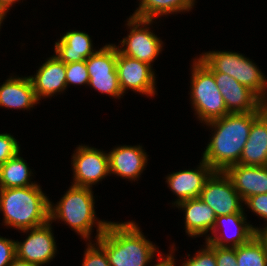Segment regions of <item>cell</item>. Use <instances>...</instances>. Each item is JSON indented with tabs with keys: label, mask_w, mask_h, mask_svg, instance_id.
I'll list each match as a JSON object with an SVG mask.
<instances>
[{
	"label": "cell",
	"mask_w": 267,
	"mask_h": 266,
	"mask_svg": "<svg viewBox=\"0 0 267 266\" xmlns=\"http://www.w3.org/2000/svg\"><path fill=\"white\" fill-rule=\"evenodd\" d=\"M262 113H229L206 123L215 131L202 159L214 171H225L229 166L238 164L252 123Z\"/></svg>",
	"instance_id": "cell-1"
},
{
	"label": "cell",
	"mask_w": 267,
	"mask_h": 266,
	"mask_svg": "<svg viewBox=\"0 0 267 266\" xmlns=\"http://www.w3.org/2000/svg\"><path fill=\"white\" fill-rule=\"evenodd\" d=\"M96 242L105 250L111 266H147L157 252L134 221H110Z\"/></svg>",
	"instance_id": "cell-2"
},
{
	"label": "cell",
	"mask_w": 267,
	"mask_h": 266,
	"mask_svg": "<svg viewBox=\"0 0 267 266\" xmlns=\"http://www.w3.org/2000/svg\"><path fill=\"white\" fill-rule=\"evenodd\" d=\"M50 200L40 185L0 189V211L4 225L27 230L47 223Z\"/></svg>",
	"instance_id": "cell-3"
},
{
	"label": "cell",
	"mask_w": 267,
	"mask_h": 266,
	"mask_svg": "<svg viewBox=\"0 0 267 266\" xmlns=\"http://www.w3.org/2000/svg\"><path fill=\"white\" fill-rule=\"evenodd\" d=\"M94 201L92 188L71 185L57 205H52L50 201L49 219L51 222L55 219L64 221L86 241H90L93 225L96 224L97 239L110 221L96 219Z\"/></svg>",
	"instance_id": "cell-4"
},
{
	"label": "cell",
	"mask_w": 267,
	"mask_h": 266,
	"mask_svg": "<svg viewBox=\"0 0 267 266\" xmlns=\"http://www.w3.org/2000/svg\"><path fill=\"white\" fill-rule=\"evenodd\" d=\"M190 99L197 118L204 124L229 114L214 75L198 60H193Z\"/></svg>",
	"instance_id": "cell-5"
},
{
	"label": "cell",
	"mask_w": 267,
	"mask_h": 266,
	"mask_svg": "<svg viewBox=\"0 0 267 266\" xmlns=\"http://www.w3.org/2000/svg\"><path fill=\"white\" fill-rule=\"evenodd\" d=\"M153 20L130 16L127 26L130 33L116 46L118 51L130 58L140 60L151 65L162 50L163 42L149 30ZM124 47V48H123Z\"/></svg>",
	"instance_id": "cell-6"
},
{
	"label": "cell",
	"mask_w": 267,
	"mask_h": 266,
	"mask_svg": "<svg viewBox=\"0 0 267 266\" xmlns=\"http://www.w3.org/2000/svg\"><path fill=\"white\" fill-rule=\"evenodd\" d=\"M117 47L114 44L104 45L86 60L89 74L88 86L101 94H108L120 99L121 91L116 69Z\"/></svg>",
	"instance_id": "cell-7"
},
{
	"label": "cell",
	"mask_w": 267,
	"mask_h": 266,
	"mask_svg": "<svg viewBox=\"0 0 267 266\" xmlns=\"http://www.w3.org/2000/svg\"><path fill=\"white\" fill-rule=\"evenodd\" d=\"M199 198L206 203L216 216L244 212V202L229 176L224 171H214L207 179Z\"/></svg>",
	"instance_id": "cell-8"
},
{
	"label": "cell",
	"mask_w": 267,
	"mask_h": 266,
	"mask_svg": "<svg viewBox=\"0 0 267 266\" xmlns=\"http://www.w3.org/2000/svg\"><path fill=\"white\" fill-rule=\"evenodd\" d=\"M71 162L74 170L72 185L91 188L110 175L108 153L94 147L79 145Z\"/></svg>",
	"instance_id": "cell-9"
},
{
	"label": "cell",
	"mask_w": 267,
	"mask_h": 266,
	"mask_svg": "<svg viewBox=\"0 0 267 266\" xmlns=\"http://www.w3.org/2000/svg\"><path fill=\"white\" fill-rule=\"evenodd\" d=\"M51 224L49 220L41 226L22 230L30 234L23 242L16 241V256L36 266L49 263L57 252Z\"/></svg>",
	"instance_id": "cell-10"
},
{
	"label": "cell",
	"mask_w": 267,
	"mask_h": 266,
	"mask_svg": "<svg viewBox=\"0 0 267 266\" xmlns=\"http://www.w3.org/2000/svg\"><path fill=\"white\" fill-rule=\"evenodd\" d=\"M116 69L123 95L127 89L145 94L147 97H152L156 93V77L152 65L127 57L117 49Z\"/></svg>",
	"instance_id": "cell-11"
},
{
	"label": "cell",
	"mask_w": 267,
	"mask_h": 266,
	"mask_svg": "<svg viewBox=\"0 0 267 266\" xmlns=\"http://www.w3.org/2000/svg\"><path fill=\"white\" fill-rule=\"evenodd\" d=\"M222 94L228 113L264 112V102L236 79L221 72H211Z\"/></svg>",
	"instance_id": "cell-12"
},
{
	"label": "cell",
	"mask_w": 267,
	"mask_h": 266,
	"mask_svg": "<svg viewBox=\"0 0 267 266\" xmlns=\"http://www.w3.org/2000/svg\"><path fill=\"white\" fill-rule=\"evenodd\" d=\"M214 170L201 159L197 169L177 171L166 177V182L171 191L178 197L173 202L176 205L182 201L198 198L201 190Z\"/></svg>",
	"instance_id": "cell-13"
},
{
	"label": "cell",
	"mask_w": 267,
	"mask_h": 266,
	"mask_svg": "<svg viewBox=\"0 0 267 266\" xmlns=\"http://www.w3.org/2000/svg\"><path fill=\"white\" fill-rule=\"evenodd\" d=\"M144 151L140 145H123L113 148L108 153L110 175L114 174L123 179H130V181L139 179L148 161V156Z\"/></svg>",
	"instance_id": "cell-14"
},
{
	"label": "cell",
	"mask_w": 267,
	"mask_h": 266,
	"mask_svg": "<svg viewBox=\"0 0 267 266\" xmlns=\"http://www.w3.org/2000/svg\"><path fill=\"white\" fill-rule=\"evenodd\" d=\"M35 95L38 101L43 97H52L58 92L67 89L66 87V64L56 55L48 58L39 67L34 76H29Z\"/></svg>",
	"instance_id": "cell-15"
},
{
	"label": "cell",
	"mask_w": 267,
	"mask_h": 266,
	"mask_svg": "<svg viewBox=\"0 0 267 266\" xmlns=\"http://www.w3.org/2000/svg\"><path fill=\"white\" fill-rule=\"evenodd\" d=\"M243 201L250 196L267 194V166L234 164L224 171Z\"/></svg>",
	"instance_id": "cell-16"
},
{
	"label": "cell",
	"mask_w": 267,
	"mask_h": 266,
	"mask_svg": "<svg viewBox=\"0 0 267 266\" xmlns=\"http://www.w3.org/2000/svg\"><path fill=\"white\" fill-rule=\"evenodd\" d=\"M246 220L247 219L244 212L234 213L226 216H217L212 229V234L214 236L207 235L205 239L206 242L210 245L229 248H236L239 245L247 243L254 236L255 227H253L251 224H248ZM222 224L223 228L228 224L235 227L236 229L234 228V234L232 236H228L225 234L228 231L226 232L224 230V234L222 232L219 234L218 227H221L220 229H222Z\"/></svg>",
	"instance_id": "cell-17"
},
{
	"label": "cell",
	"mask_w": 267,
	"mask_h": 266,
	"mask_svg": "<svg viewBox=\"0 0 267 266\" xmlns=\"http://www.w3.org/2000/svg\"><path fill=\"white\" fill-rule=\"evenodd\" d=\"M37 103L30 77H10L0 86V107L27 110Z\"/></svg>",
	"instance_id": "cell-18"
},
{
	"label": "cell",
	"mask_w": 267,
	"mask_h": 266,
	"mask_svg": "<svg viewBox=\"0 0 267 266\" xmlns=\"http://www.w3.org/2000/svg\"><path fill=\"white\" fill-rule=\"evenodd\" d=\"M240 165L267 166V112L253 123L239 159Z\"/></svg>",
	"instance_id": "cell-19"
},
{
	"label": "cell",
	"mask_w": 267,
	"mask_h": 266,
	"mask_svg": "<svg viewBox=\"0 0 267 266\" xmlns=\"http://www.w3.org/2000/svg\"><path fill=\"white\" fill-rule=\"evenodd\" d=\"M175 206L185 210V231L188 236L198 237L212 231L217 216L199 197L182 201Z\"/></svg>",
	"instance_id": "cell-20"
},
{
	"label": "cell",
	"mask_w": 267,
	"mask_h": 266,
	"mask_svg": "<svg viewBox=\"0 0 267 266\" xmlns=\"http://www.w3.org/2000/svg\"><path fill=\"white\" fill-rule=\"evenodd\" d=\"M55 54L65 64L87 60L97 51L90 36L82 31H68L55 42Z\"/></svg>",
	"instance_id": "cell-21"
},
{
	"label": "cell",
	"mask_w": 267,
	"mask_h": 266,
	"mask_svg": "<svg viewBox=\"0 0 267 266\" xmlns=\"http://www.w3.org/2000/svg\"><path fill=\"white\" fill-rule=\"evenodd\" d=\"M31 169L20 157V151L0 165V189L34 186L30 181Z\"/></svg>",
	"instance_id": "cell-22"
},
{
	"label": "cell",
	"mask_w": 267,
	"mask_h": 266,
	"mask_svg": "<svg viewBox=\"0 0 267 266\" xmlns=\"http://www.w3.org/2000/svg\"><path fill=\"white\" fill-rule=\"evenodd\" d=\"M194 5L195 0H140L139 7L132 16L155 20L162 15L191 11Z\"/></svg>",
	"instance_id": "cell-23"
},
{
	"label": "cell",
	"mask_w": 267,
	"mask_h": 266,
	"mask_svg": "<svg viewBox=\"0 0 267 266\" xmlns=\"http://www.w3.org/2000/svg\"><path fill=\"white\" fill-rule=\"evenodd\" d=\"M238 82L252 90L264 103L267 101V79L253 61L240 53Z\"/></svg>",
	"instance_id": "cell-24"
},
{
	"label": "cell",
	"mask_w": 267,
	"mask_h": 266,
	"mask_svg": "<svg viewBox=\"0 0 267 266\" xmlns=\"http://www.w3.org/2000/svg\"><path fill=\"white\" fill-rule=\"evenodd\" d=\"M210 72L228 74L238 81L239 53L230 51H210L197 58Z\"/></svg>",
	"instance_id": "cell-25"
},
{
	"label": "cell",
	"mask_w": 267,
	"mask_h": 266,
	"mask_svg": "<svg viewBox=\"0 0 267 266\" xmlns=\"http://www.w3.org/2000/svg\"><path fill=\"white\" fill-rule=\"evenodd\" d=\"M236 259L237 266H267V253L255 236L236 247Z\"/></svg>",
	"instance_id": "cell-26"
},
{
	"label": "cell",
	"mask_w": 267,
	"mask_h": 266,
	"mask_svg": "<svg viewBox=\"0 0 267 266\" xmlns=\"http://www.w3.org/2000/svg\"><path fill=\"white\" fill-rule=\"evenodd\" d=\"M89 74L86 60L66 64V87L68 85H88Z\"/></svg>",
	"instance_id": "cell-27"
},
{
	"label": "cell",
	"mask_w": 267,
	"mask_h": 266,
	"mask_svg": "<svg viewBox=\"0 0 267 266\" xmlns=\"http://www.w3.org/2000/svg\"><path fill=\"white\" fill-rule=\"evenodd\" d=\"M87 244L82 266H111L105 250L97 242L92 244L89 241Z\"/></svg>",
	"instance_id": "cell-28"
},
{
	"label": "cell",
	"mask_w": 267,
	"mask_h": 266,
	"mask_svg": "<svg viewBox=\"0 0 267 266\" xmlns=\"http://www.w3.org/2000/svg\"><path fill=\"white\" fill-rule=\"evenodd\" d=\"M205 243V248L197 251L194 257L187 259L182 266H216L215 246Z\"/></svg>",
	"instance_id": "cell-29"
},
{
	"label": "cell",
	"mask_w": 267,
	"mask_h": 266,
	"mask_svg": "<svg viewBox=\"0 0 267 266\" xmlns=\"http://www.w3.org/2000/svg\"><path fill=\"white\" fill-rule=\"evenodd\" d=\"M19 151V142L11 134H0V165L14 157Z\"/></svg>",
	"instance_id": "cell-30"
},
{
	"label": "cell",
	"mask_w": 267,
	"mask_h": 266,
	"mask_svg": "<svg viewBox=\"0 0 267 266\" xmlns=\"http://www.w3.org/2000/svg\"><path fill=\"white\" fill-rule=\"evenodd\" d=\"M244 204L261 219L267 221V194L250 196L244 201Z\"/></svg>",
	"instance_id": "cell-31"
},
{
	"label": "cell",
	"mask_w": 267,
	"mask_h": 266,
	"mask_svg": "<svg viewBox=\"0 0 267 266\" xmlns=\"http://www.w3.org/2000/svg\"><path fill=\"white\" fill-rule=\"evenodd\" d=\"M16 257V241L0 236V266H9Z\"/></svg>",
	"instance_id": "cell-32"
},
{
	"label": "cell",
	"mask_w": 267,
	"mask_h": 266,
	"mask_svg": "<svg viewBox=\"0 0 267 266\" xmlns=\"http://www.w3.org/2000/svg\"><path fill=\"white\" fill-rule=\"evenodd\" d=\"M216 266H237L236 248L215 246Z\"/></svg>",
	"instance_id": "cell-33"
},
{
	"label": "cell",
	"mask_w": 267,
	"mask_h": 266,
	"mask_svg": "<svg viewBox=\"0 0 267 266\" xmlns=\"http://www.w3.org/2000/svg\"><path fill=\"white\" fill-rule=\"evenodd\" d=\"M173 248H175V247H173L172 246V250L169 252V254H167L166 256H162L163 254H161L160 252H158L159 253V255H160V257H159V255H158V262L155 264V265H152V266H175V258H174V256L172 255L173 254Z\"/></svg>",
	"instance_id": "cell-34"
},
{
	"label": "cell",
	"mask_w": 267,
	"mask_h": 266,
	"mask_svg": "<svg viewBox=\"0 0 267 266\" xmlns=\"http://www.w3.org/2000/svg\"><path fill=\"white\" fill-rule=\"evenodd\" d=\"M254 236L262 244L264 251L267 253V225L265 228H254Z\"/></svg>",
	"instance_id": "cell-35"
},
{
	"label": "cell",
	"mask_w": 267,
	"mask_h": 266,
	"mask_svg": "<svg viewBox=\"0 0 267 266\" xmlns=\"http://www.w3.org/2000/svg\"><path fill=\"white\" fill-rule=\"evenodd\" d=\"M18 1L19 0H0V7L4 10L5 13H7L10 7H12V5Z\"/></svg>",
	"instance_id": "cell-36"
},
{
	"label": "cell",
	"mask_w": 267,
	"mask_h": 266,
	"mask_svg": "<svg viewBox=\"0 0 267 266\" xmlns=\"http://www.w3.org/2000/svg\"><path fill=\"white\" fill-rule=\"evenodd\" d=\"M9 266H36V265L28 263L25 260L19 259L16 256Z\"/></svg>",
	"instance_id": "cell-37"
},
{
	"label": "cell",
	"mask_w": 267,
	"mask_h": 266,
	"mask_svg": "<svg viewBox=\"0 0 267 266\" xmlns=\"http://www.w3.org/2000/svg\"><path fill=\"white\" fill-rule=\"evenodd\" d=\"M6 13L4 12V10L0 7V27L1 24L3 22V20L5 19Z\"/></svg>",
	"instance_id": "cell-38"
},
{
	"label": "cell",
	"mask_w": 267,
	"mask_h": 266,
	"mask_svg": "<svg viewBox=\"0 0 267 266\" xmlns=\"http://www.w3.org/2000/svg\"><path fill=\"white\" fill-rule=\"evenodd\" d=\"M264 109L267 112V101L264 103Z\"/></svg>",
	"instance_id": "cell-39"
}]
</instances>
